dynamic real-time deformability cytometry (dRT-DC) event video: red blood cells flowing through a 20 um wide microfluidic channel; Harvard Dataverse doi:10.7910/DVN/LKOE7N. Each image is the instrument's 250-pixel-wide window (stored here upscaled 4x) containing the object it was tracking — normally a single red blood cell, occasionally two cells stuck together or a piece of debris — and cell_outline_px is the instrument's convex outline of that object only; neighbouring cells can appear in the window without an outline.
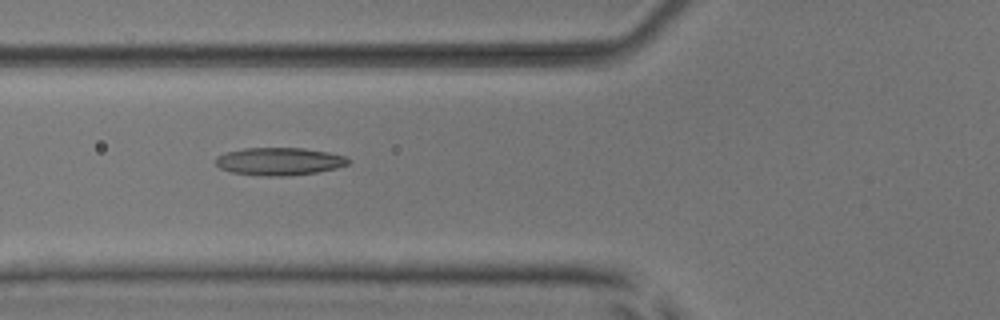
{"species": "common noctule bat (a hibernating species)", "species_latin": "Nyctalus noctula", "temperature_condition": "room temperature", "stored_images_in_passage": 8, "camera_frame_rate_fps": 3000, "um_per_image_px": 0.085, "animal": {"sex": "male", "body_mass_g": 17.9, "forearm_length_mm": 54.2}, "frame": {"image": 1, "passage_image": 6, "time_ms": 5.667, "image_size_px": [1000, 320], "cell_outline_px": [[352, 160], [348, 164], [336, 168], [316, 172], [288, 176], [264, 176], [232, 172], [220, 168], [216, 164], [216, 156], [224, 152], [244, 148], [304, 148], [328, 152], [348, 156]], "centroid_in_image_um": [23.76, 13.71], "position_along_channel_um": 102.0, "area_um2": 21.56}}
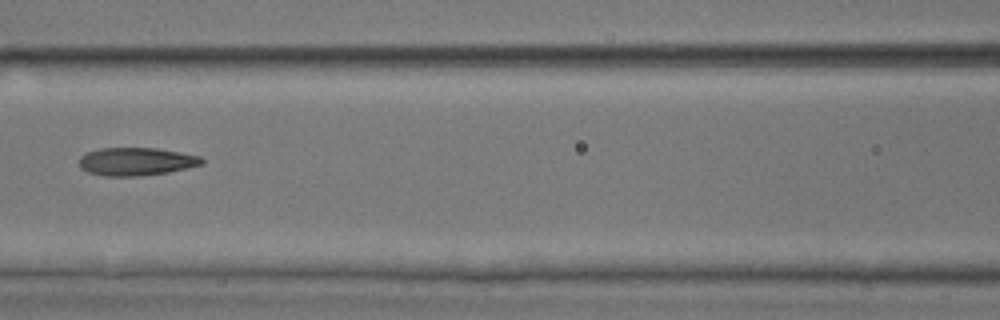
{"frame": {"image": 2, "passage_image": 7, "time_ms": 7.0, "image_size_px": [1000, 320], "cell_outline_px": [[204, 164], [168, 172], [140, 176], [104, 176], [88, 172], [80, 168], [80, 156], [88, 152], [100, 148], [156, 148], [180, 152], [200, 156], [204, 160]], "centroid_in_image_um": [11.58, 13.73], "position_along_channel_um": 155.0, "area_um2": 20.0}}